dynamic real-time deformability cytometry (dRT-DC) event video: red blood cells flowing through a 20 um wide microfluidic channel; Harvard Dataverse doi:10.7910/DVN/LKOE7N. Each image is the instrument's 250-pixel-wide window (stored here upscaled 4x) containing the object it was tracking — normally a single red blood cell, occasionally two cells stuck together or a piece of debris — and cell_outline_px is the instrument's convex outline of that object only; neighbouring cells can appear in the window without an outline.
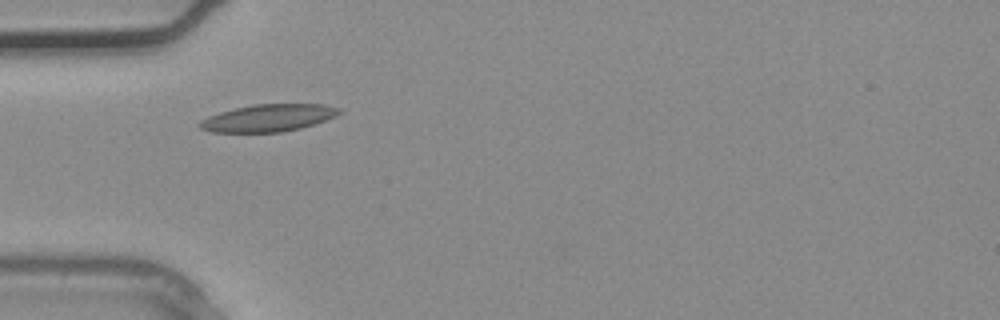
{"species": "common noctule bat (a hibernating species)", "species_latin": "Nyctalus noctula", "temperature_condition": "warm", "stored_images_in_passage": 2, "camera_frame_rate_fps": 3000, "um_per_image_px": 0.085, "animal": {"sex": "male", "body_mass_g": 20.4}, "frame": {"image": 1, "passage_image": 2, "time_ms": 0.333, "image_size_px": [1000, 320], "cell_outline_px": [[344, 112], [336, 116], [300, 128], [280, 132], [212, 132], [200, 128], [196, 124], [200, 120], [208, 116], [220, 112], [252, 104], [320, 104], [340, 108]], "centroid_in_image_um": [22.78, 10.02], "position_along_channel_um": 62.2, "area_um2": 22.08}}